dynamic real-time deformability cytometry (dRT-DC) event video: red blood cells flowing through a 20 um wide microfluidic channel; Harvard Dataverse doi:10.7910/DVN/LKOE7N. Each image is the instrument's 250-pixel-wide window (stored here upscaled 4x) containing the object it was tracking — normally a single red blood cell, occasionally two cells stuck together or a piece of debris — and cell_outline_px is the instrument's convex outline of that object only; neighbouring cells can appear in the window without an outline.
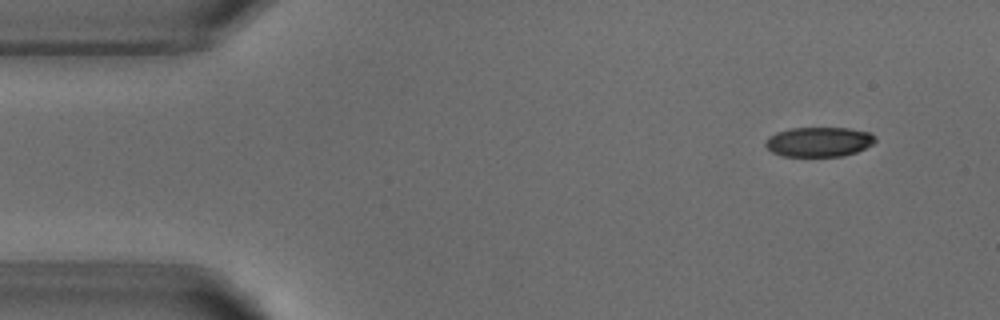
{"species": "common noctule bat (a hibernating species)", "species_latin": "Nyctalus noctula", "temperature_condition": "warm", "stored_images_in_passage": 6, "camera_frame_rate_fps": 3000, "um_per_image_px": 0.085, "animal": {"sex": "male", "body_mass_g": 18.8}, "frame": {"image": 1, "passage_image": 1, "time_ms": 0.0, "image_size_px": [1000, 320], "cell_outline_px": [[876, 140], [872, 144], [856, 152], [840, 156], [784, 156], [772, 152], [764, 144], [764, 140], [768, 136], [776, 132], [792, 128], [848, 128], [868, 132], [876, 136]], "centroid_in_image_um": [69.58, 12.05], "position_along_channel_um": 15.4, "area_um2": 18.96}}
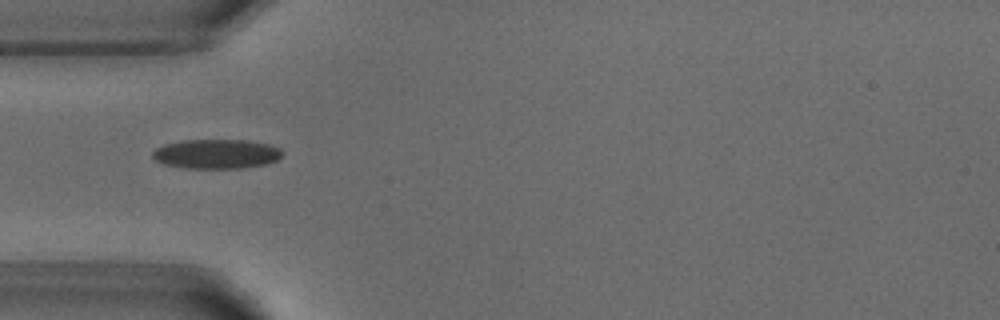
{"frame": {"image": 2, "passage_image": 4, "time_ms": 3.667, "image_size_px": [1000, 320], "cell_outline_px": [[284, 152], [276, 160], [264, 164], [244, 168], [180, 168], [164, 164], [156, 160], [152, 156], [152, 152], [156, 148], [164, 144], [184, 140], [248, 140], [268, 144], [280, 148]], "centroid_in_image_um": [18.38, 13.08], "position_along_channel_um": 66.6, "area_um2": 22.31}}
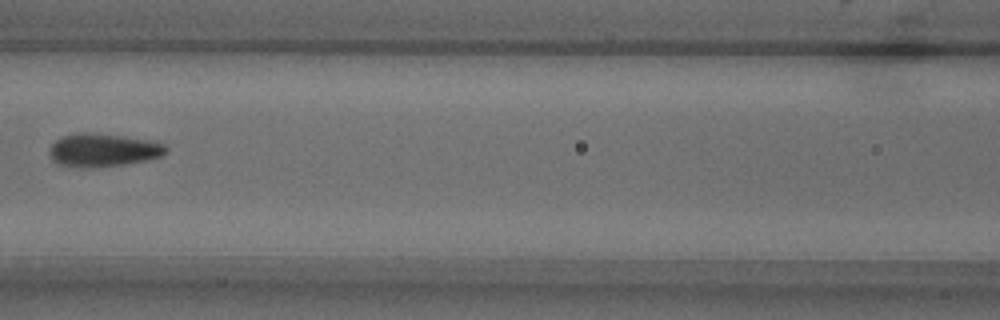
{"frame": {"image": 3, "passage_image": 6, "time_ms": 6.0, "image_size_px": [1000, 320], "cell_outline_px": [[168, 152], [160, 156], [148, 160], [124, 164], [88, 168], [60, 164], [52, 160], [48, 152], [52, 144], [60, 136], [76, 132], [92, 132], [124, 136], [148, 140], [164, 144], [168, 148]], "centroid_in_image_um": [8.75, 12.74], "position_along_channel_um": 157.9, "area_um2": 22.66}}